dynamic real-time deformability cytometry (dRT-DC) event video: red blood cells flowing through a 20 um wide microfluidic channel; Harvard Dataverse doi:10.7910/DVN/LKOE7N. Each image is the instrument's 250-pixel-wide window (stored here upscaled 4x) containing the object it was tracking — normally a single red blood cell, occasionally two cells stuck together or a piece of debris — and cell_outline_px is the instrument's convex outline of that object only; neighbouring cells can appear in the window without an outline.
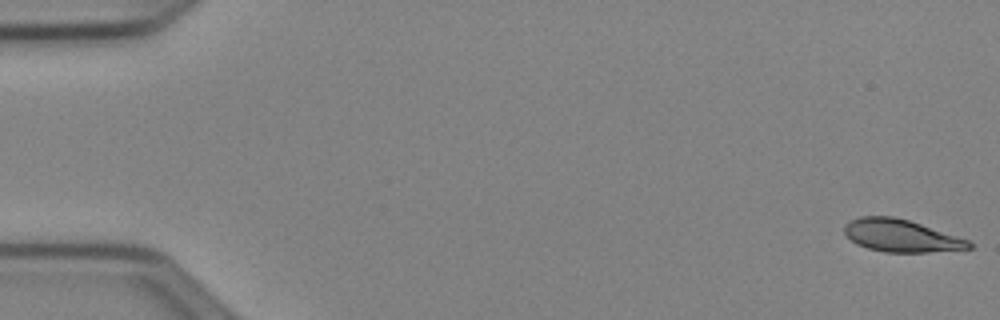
{"species": "Egyptian fruit bat (a non-hibernating species)", "species_latin": "Rousettus aegyptiacus", "temperature_condition": "cold", "stored_images_in_passage": 52, "camera_frame_rate_fps": 3000, "um_per_image_px": 0.085, "animal": {"sex": "female"}, "frame": {"image": 1, "passage_image": 1, "time_ms": 0.0, "image_size_px": [1000, 320], "cell_outline_px": [[972, 248], [928, 252], [884, 252], [868, 248], [856, 244], [844, 232], [844, 224], [860, 216], [892, 216], [908, 220], [968, 240], [972, 244]], "centroid_in_image_um": [76.55, 20.03], "position_along_channel_um": 8.4, "area_um2": 23.18}}
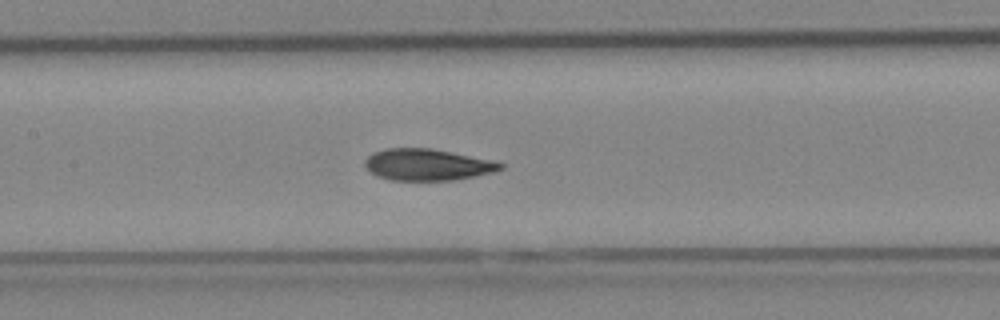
{"frame": {"image": 2, "passage_image": 25, "time_ms": 8.0, "image_size_px": [1000, 320], "cell_outline_px": [[504, 168], [492, 172], [452, 180], [392, 180], [376, 176], [364, 164], [364, 160], [372, 152], [384, 148], [432, 148], [504, 164]], "centroid_in_image_um": [36.23, 13.99], "position_along_channel_um": 171.2, "area_um2": 24.45}}
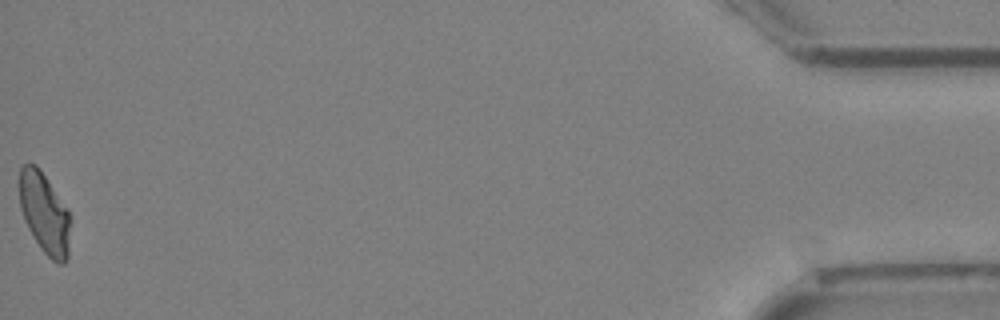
{"frame": {"image": 3, "passage_image": 52, "time_ms": 17.0, "image_size_px": [1000, 320], "cell_outline_px": [[68, 256], [64, 264], [60, 264], [52, 260], [40, 248], [28, 228], [24, 220], [20, 208], [20, 168], [28, 160], [36, 164], [40, 168], [68, 208]], "centroid_in_image_um": [3.75, 18.07], "position_along_channel_um": 431.4, "area_um2": 23.93}, "authors_computed_cell_mechanics": {"area_um2": 24.7962, "velocity_mm_per_s": 3.9585, "shape_relaxation_time_tau1_ms": 3.0424, "shape_relaxation_time_tau2_ms": 1.8571, "deformation_change_tau1": 0.1277, "deformation_change_tau2": 0.0761}}